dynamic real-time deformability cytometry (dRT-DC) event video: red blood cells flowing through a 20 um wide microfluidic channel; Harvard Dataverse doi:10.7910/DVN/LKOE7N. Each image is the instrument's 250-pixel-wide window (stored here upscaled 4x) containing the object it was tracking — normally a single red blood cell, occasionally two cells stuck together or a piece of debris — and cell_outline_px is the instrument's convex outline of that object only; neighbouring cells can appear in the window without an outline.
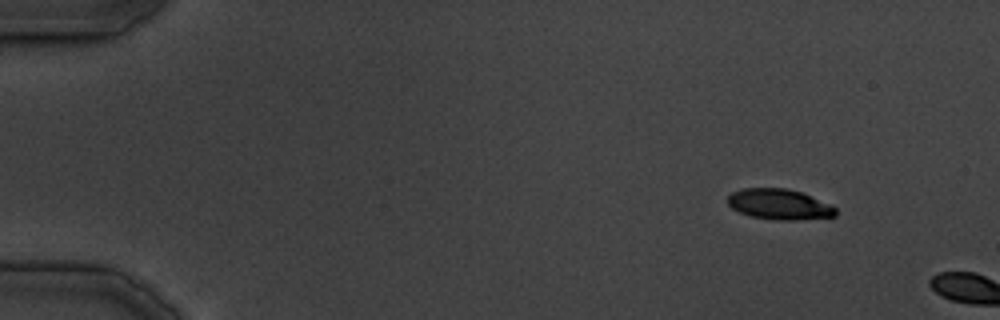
{"species": "common noctule bat (a hibernating species)", "species_latin": "Nyctalus noctula", "temperature_condition": "cold", "stored_images_in_passage": 3, "camera_frame_rate_fps": 3000, "um_per_image_px": 0.085, "animal": {"sex": "male", "body_mass_g": 19.5, "forearm_length_mm": 54.6}, "frame": {"image": 1, "passage_image": 1, "time_ms": 0.0, "image_size_px": [1000, 320], "cell_outline_px": [[836, 216], [796, 220], [780, 220], [752, 216], [740, 212], [732, 208], [728, 204], [728, 196], [732, 192], [740, 188], [788, 188], [804, 192], [832, 204], [836, 208]], "centroid_in_image_um": [66.28, 17.34], "position_along_channel_um": 18.7, "area_um2": 19.42}}